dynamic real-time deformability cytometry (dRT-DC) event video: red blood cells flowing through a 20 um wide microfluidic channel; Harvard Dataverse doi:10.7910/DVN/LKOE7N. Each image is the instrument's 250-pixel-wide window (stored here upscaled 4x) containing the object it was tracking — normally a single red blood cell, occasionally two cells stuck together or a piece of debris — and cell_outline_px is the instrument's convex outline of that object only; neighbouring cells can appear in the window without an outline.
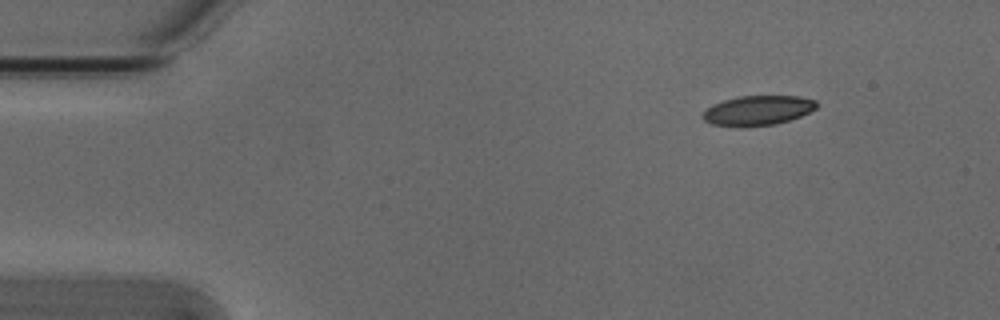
{"species": "Egyptian fruit bat (a non-hibernating species)", "species_latin": "Rousettus aegyptiacus", "temperature_condition": "cold", "stored_images_in_passage": 5, "camera_frame_rate_fps": 3000, "um_per_image_px": 0.085, "animal": {"sex": "male"}, "frame": {"image": 1, "passage_image": 1, "time_ms": 0.0, "image_size_px": [1000, 320], "cell_outline_px": [[820, 104], [816, 108], [800, 116], [776, 124], [744, 128], [712, 124], [704, 120], [700, 116], [712, 104], [724, 100], [740, 96], [800, 96], [816, 100]], "centroid_in_image_um": [64.41, 9.4], "position_along_channel_um": 20.6, "area_um2": 19.94}}
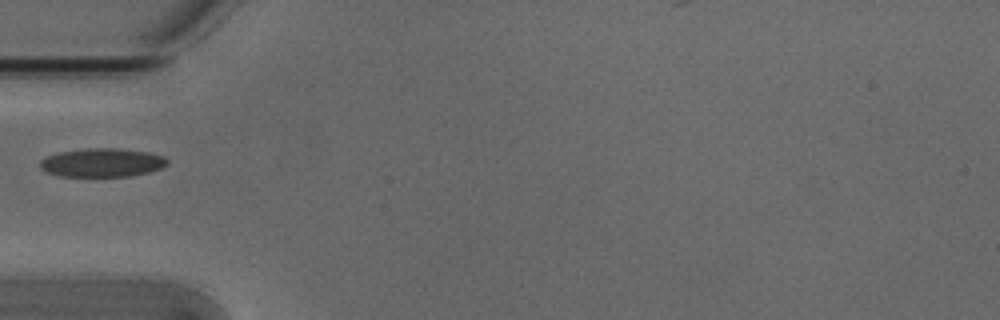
{"frame": {"image": 2, "passage_image": 4, "time_ms": 1.0, "image_size_px": [1000, 320], "cell_outline_px": [[168, 164], [160, 168], [148, 172], [128, 176], [60, 176], [48, 172], [40, 168], [40, 160], [48, 156], [60, 152], [88, 148], [120, 148], [148, 152], [164, 156], [168, 160]], "centroid_in_image_um": [8.7, 13.81], "position_along_channel_um": 76.3, "area_um2": 21.1}}